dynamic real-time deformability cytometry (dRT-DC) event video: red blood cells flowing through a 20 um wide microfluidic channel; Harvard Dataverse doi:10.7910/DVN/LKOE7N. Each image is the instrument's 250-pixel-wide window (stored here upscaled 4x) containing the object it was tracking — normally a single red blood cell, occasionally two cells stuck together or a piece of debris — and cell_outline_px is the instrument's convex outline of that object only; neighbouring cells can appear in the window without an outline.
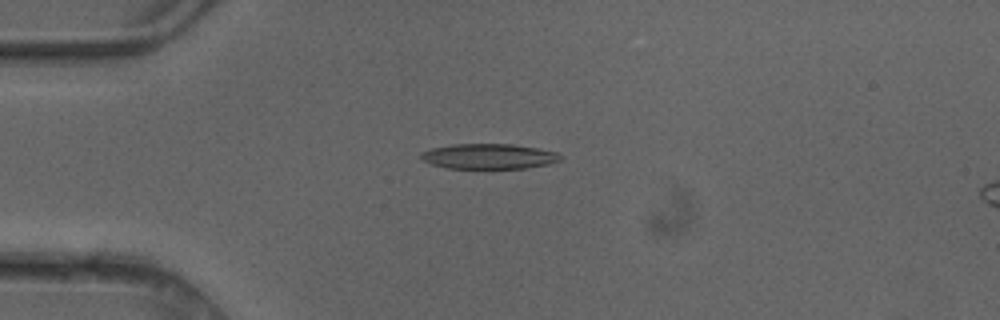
{"species": "common noctule bat (a hibernating species)", "species_latin": "Nyctalus noctula", "temperature_condition": "cold", "stored_images_in_passage": 5, "camera_frame_rate_fps": 3000, "um_per_image_px": 0.085, "animal": {"sex": "female"}, "frame": {"image": 1, "passage_image": 3, "time_ms": 0.667, "image_size_px": [1000, 320], "cell_outline_px": [[560, 160], [548, 164], [524, 168], [448, 168], [432, 164], [424, 160], [420, 156], [420, 152], [432, 148], [452, 144], [512, 144], [536, 148], [556, 152], [560, 156]], "centroid_in_image_um": [41.52, 13.28], "position_along_channel_um": 43.5, "area_um2": 20.23}}
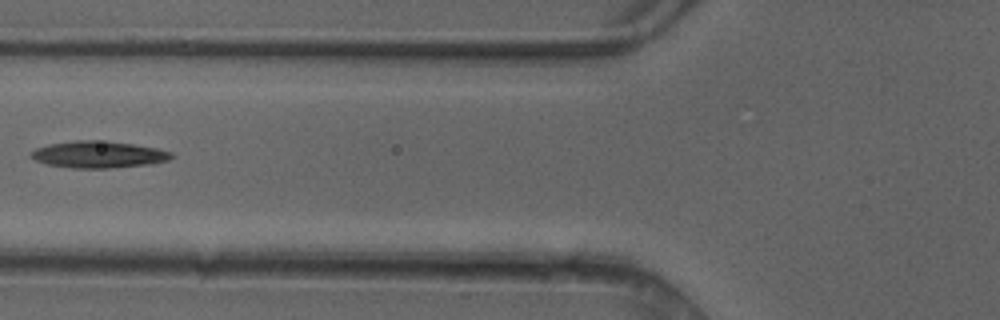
{"frame": {"image": 2, "passage_image": 5, "time_ms": 1.333, "image_size_px": [1000, 320], "cell_outline_px": [[176, 156], [168, 160], [152, 164], [112, 168], [72, 168], [48, 164], [36, 160], [28, 156], [28, 152], [36, 148], [48, 144], [76, 140], [108, 140], [156, 148], [172, 152]], "centroid_in_image_um": [8.37, 13.13], "position_along_channel_um": 117.4, "area_um2": 22.2}}